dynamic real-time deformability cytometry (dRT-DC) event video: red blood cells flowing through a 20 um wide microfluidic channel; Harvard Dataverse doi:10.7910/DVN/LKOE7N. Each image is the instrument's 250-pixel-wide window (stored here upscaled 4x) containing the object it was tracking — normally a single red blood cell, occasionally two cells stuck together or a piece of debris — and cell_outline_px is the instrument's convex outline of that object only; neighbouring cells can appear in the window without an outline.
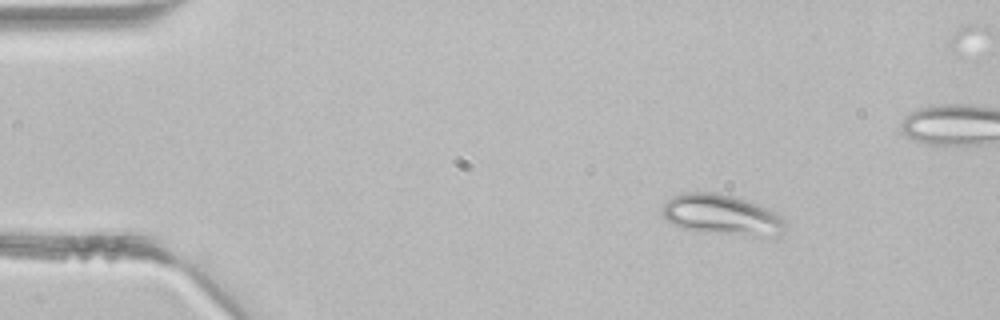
{"species": "common noctule bat (a hibernating species)", "species_latin": "Nyctalus noctula", "temperature_condition": "room temperature", "stored_images_in_passage": 4, "camera_frame_rate_fps": 3000, "um_per_image_px": 0.085, "animal": {"sex": "male", "body_mass_g": 21.5, "forearm_length_mm": 52.0}, "frame": {"image": 1, "passage_image": 1, "time_ms": 0.0, "image_size_px": [1000, 320], "cell_outline_px": [[788, 224], [780, 236], [776, 240], [684, 228], [672, 224], [664, 216], [664, 204], [672, 196], [684, 192], [720, 192], [760, 204], [776, 212]], "centroid_in_image_um": [61.5, 18.28], "position_along_channel_um": 23.5, "area_um2": 29.54}}